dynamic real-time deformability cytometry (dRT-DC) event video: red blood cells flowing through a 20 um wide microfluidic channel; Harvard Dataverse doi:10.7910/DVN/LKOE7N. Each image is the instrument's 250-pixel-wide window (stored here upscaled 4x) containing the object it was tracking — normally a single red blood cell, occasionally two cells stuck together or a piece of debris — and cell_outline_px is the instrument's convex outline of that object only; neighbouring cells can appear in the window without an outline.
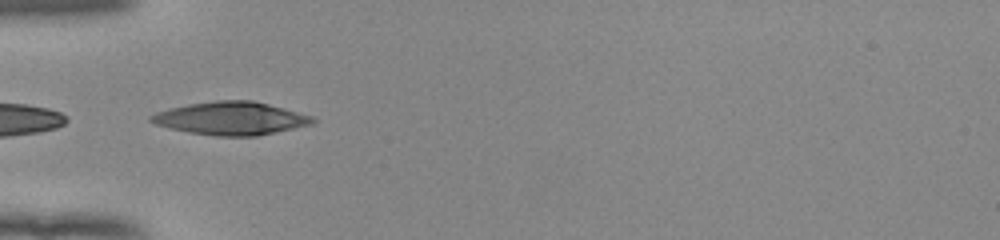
{"species": "human", "species_latin": "Homo sapiens", "temperature_condition": "room temperature", "stored_images_in_passage": 36, "camera_frame_rate_fps": 3000, "um_per_image_px": 0.085, "donor": {"sex": "female"}, "frame": {"image": 1, "passage_image": 1, "time_ms": 0.0, "image_size_px": [1000, 240], "cell_outline_px": [[316, 120], [312, 124], [256, 136], [216, 136], [188, 132], [168, 128], [156, 124], [148, 120], [148, 116], [156, 112], [168, 108], [188, 104], [216, 100], [252, 100], [268, 104], [312, 116]], "centroid_in_image_um": [19.57, 10.06], "position_along_channel_um": 65.4, "area_um2": 31.04}}
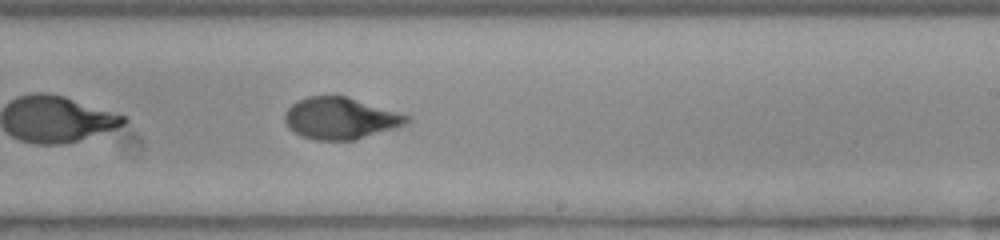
{"frame": {"image": 2, "passage_image": 16, "time_ms": 5.0, "image_size_px": [1000, 240], "cell_outline_px": [[412, 120], [408, 124], [396, 128], [356, 140], [316, 140], [300, 136], [288, 128], [284, 120], [284, 112], [296, 100], [308, 96], [348, 96], [412, 116]], "centroid_in_image_um": [28.96, 10.06], "position_along_channel_um": 260.0, "area_um2": 30.17}}
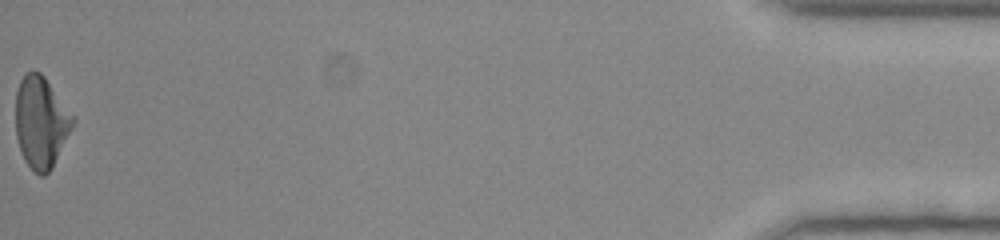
{"frame": {"image": 3, "passage_image": 36, "time_ms": 11.667, "image_size_px": [1000, 240], "cell_outline_px": [[76, 120], [52, 168], [44, 176], [40, 176], [24, 160], [16, 136], [16, 92], [20, 80], [24, 72], [32, 68], [40, 72], [44, 76]], "centroid_in_image_um": [3.47, 10.35], "position_along_channel_um": 431.7, "area_um2": 30.4}, "authors_computed_cell_mechanics": {"area_um2": 30.2294, "velocity_mm_per_s": 3.9499, "shape_relaxation_time_tau1_ms": 7.1358, "shape_relaxation_time_tau2_ms": 0.9676, "deformation_change_tau1": 0.2895, "deformation_change_tau2": 0.0535}}